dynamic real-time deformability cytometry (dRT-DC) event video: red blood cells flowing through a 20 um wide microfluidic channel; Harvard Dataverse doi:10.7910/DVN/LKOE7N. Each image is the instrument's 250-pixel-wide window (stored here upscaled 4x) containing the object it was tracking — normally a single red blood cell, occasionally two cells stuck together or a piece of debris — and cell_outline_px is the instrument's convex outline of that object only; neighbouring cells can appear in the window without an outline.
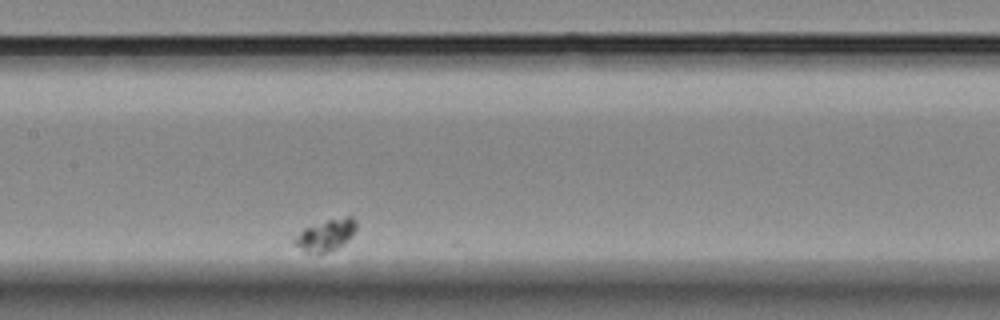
{"species": "Egyptian fruit bat (a non-hibernating species)", "species_latin": "Rousettus aegyptiacus", "temperature_condition": "room temperature", "stored_images_in_passage": 32, "segment_of_instrument_passage": [2, 2], "camera_frame_rate_fps": 3000, "um_per_image_px": 0.085, "animal": {"sex": "female"}, "frame": {"image": 1, "passage_image": 17, "time_ms": 5.333, "image_size_px": [1000, 320], "cell_outline_px": [[356, 228], [352, 236], [344, 244], [328, 252], [304, 252], [292, 244], [292, 240], [304, 228], [328, 220], [344, 216], [352, 216], [356, 220]], "centroid_in_image_um": [27.69, 19.98], "position_along_channel_um": 179.7, "area_um2": 11.33}}
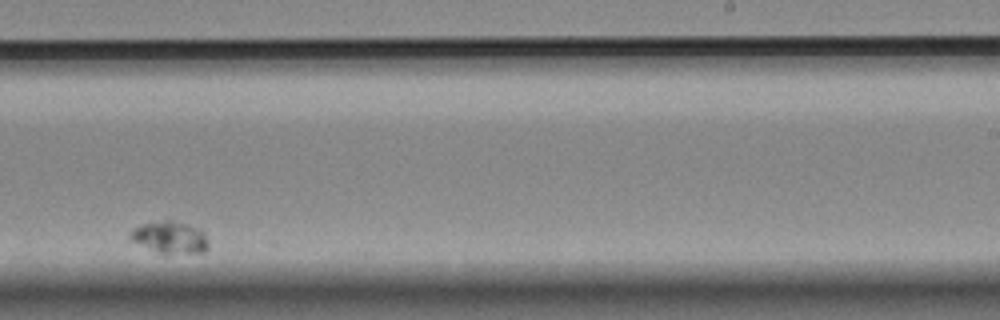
{"frame": {"image": 2, "passage_image": 25, "time_ms": 8.0, "image_size_px": [1000, 320], "cell_outline_px": [[208, 248], [204, 252], [164, 256], [132, 240], [128, 236], [132, 228], [144, 224], [164, 220], [172, 220], [188, 224], [200, 228], [204, 232], [208, 240]], "centroid_in_image_um": [14.49, 20.21], "position_along_channel_um": 274.5, "area_um2": 15.03}}
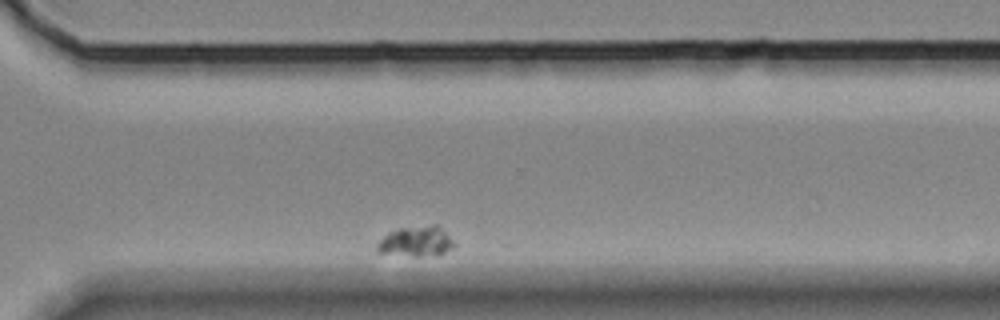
{"frame": {"image": 3, "passage_image": 30, "time_ms": 9.667, "image_size_px": [1000, 320], "cell_outline_px": [[456, 248], [436, 256], [380, 252], [376, 248], [376, 244], [388, 232], [400, 228], [432, 224], [436, 224], [456, 244]], "centroid_in_image_um": [35.42, 20.5], "position_along_channel_um": 335.2, "area_um2": 13.29}}